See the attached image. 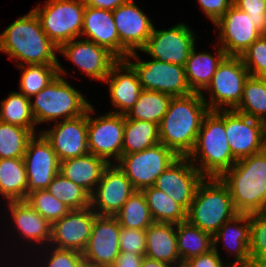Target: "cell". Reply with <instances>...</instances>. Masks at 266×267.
Listing matches in <instances>:
<instances>
[{"label":"cell","instance_id":"19","mask_svg":"<svg viewBox=\"0 0 266 267\" xmlns=\"http://www.w3.org/2000/svg\"><path fill=\"white\" fill-rule=\"evenodd\" d=\"M58 52L71 60L88 77L103 81L118 59L106 48L84 38L62 44Z\"/></svg>","mask_w":266,"mask_h":267},{"label":"cell","instance_id":"53","mask_svg":"<svg viewBox=\"0 0 266 267\" xmlns=\"http://www.w3.org/2000/svg\"><path fill=\"white\" fill-rule=\"evenodd\" d=\"M229 265H224L223 267H249V266H246V265H242V264H235V263H228Z\"/></svg>","mask_w":266,"mask_h":267},{"label":"cell","instance_id":"32","mask_svg":"<svg viewBox=\"0 0 266 267\" xmlns=\"http://www.w3.org/2000/svg\"><path fill=\"white\" fill-rule=\"evenodd\" d=\"M160 143L159 125L125 116L122 155L141 152Z\"/></svg>","mask_w":266,"mask_h":267},{"label":"cell","instance_id":"25","mask_svg":"<svg viewBox=\"0 0 266 267\" xmlns=\"http://www.w3.org/2000/svg\"><path fill=\"white\" fill-rule=\"evenodd\" d=\"M7 206L11 214H9L13 222L12 230H17L15 233H20L21 239L30 241L33 245L36 243L41 246L46 244V250L51 239V227L44 217H42L36 210H34L27 201H7Z\"/></svg>","mask_w":266,"mask_h":267},{"label":"cell","instance_id":"37","mask_svg":"<svg viewBox=\"0 0 266 267\" xmlns=\"http://www.w3.org/2000/svg\"><path fill=\"white\" fill-rule=\"evenodd\" d=\"M17 68L21 70L19 92L29 99L58 76V64H23Z\"/></svg>","mask_w":266,"mask_h":267},{"label":"cell","instance_id":"28","mask_svg":"<svg viewBox=\"0 0 266 267\" xmlns=\"http://www.w3.org/2000/svg\"><path fill=\"white\" fill-rule=\"evenodd\" d=\"M109 164L92 153L60 162L59 173L92 194Z\"/></svg>","mask_w":266,"mask_h":267},{"label":"cell","instance_id":"48","mask_svg":"<svg viewBox=\"0 0 266 267\" xmlns=\"http://www.w3.org/2000/svg\"><path fill=\"white\" fill-rule=\"evenodd\" d=\"M219 249H212L210 252L193 257L183 263L185 267H223Z\"/></svg>","mask_w":266,"mask_h":267},{"label":"cell","instance_id":"31","mask_svg":"<svg viewBox=\"0 0 266 267\" xmlns=\"http://www.w3.org/2000/svg\"><path fill=\"white\" fill-rule=\"evenodd\" d=\"M27 174L23 158L0 159V194L5 201L26 200Z\"/></svg>","mask_w":266,"mask_h":267},{"label":"cell","instance_id":"40","mask_svg":"<svg viewBox=\"0 0 266 267\" xmlns=\"http://www.w3.org/2000/svg\"><path fill=\"white\" fill-rule=\"evenodd\" d=\"M47 191L71 210L90 206V195L73 181L58 173L47 187Z\"/></svg>","mask_w":266,"mask_h":267},{"label":"cell","instance_id":"50","mask_svg":"<svg viewBox=\"0 0 266 267\" xmlns=\"http://www.w3.org/2000/svg\"><path fill=\"white\" fill-rule=\"evenodd\" d=\"M131 0H84L86 6L113 11Z\"/></svg>","mask_w":266,"mask_h":267},{"label":"cell","instance_id":"8","mask_svg":"<svg viewBox=\"0 0 266 267\" xmlns=\"http://www.w3.org/2000/svg\"><path fill=\"white\" fill-rule=\"evenodd\" d=\"M250 76L240 56H226L218 65L211 83L202 97L210 111L235 110L243 96L244 84Z\"/></svg>","mask_w":266,"mask_h":267},{"label":"cell","instance_id":"34","mask_svg":"<svg viewBox=\"0 0 266 267\" xmlns=\"http://www.w3.org/2000/svg\"><path fill=\"white\" fill-rule=\"evenodd\" d=\"M172 96L153 90H142L138 100L125 115L128 119L154 122L160 125Z\"/></svg>","mask_w":266,"mask_h":267},{"label":"cell","instance_id":"51","mask_svg":"<svg viewBox=\"0 0 266 267\" xmlns=\"http://www.w3.org/2000/svg\"><path fill=\"white\" fill-rule=\"evenodd\" d=\"M141 267H172V266L165 262L157 261L155 259L144 256Z\"/></svg>","mask_w":266,"mask_h":267},{"label":"cell","instance_id":"41","mask_svg":"<svg viewBox=\"0 0 266 267\" xmlns=\"http://www.w3.org/2000/svg\"><path fill=\"white\" fill-rule=\"evenodd\" d=\"M251 267H266V210L250 214Z\"/></svg>","mask_w":266,"mask_h":267},{"label":"cell","instance_id":"47","mask_svg":"<svg viewBox=\"0 0 266 267\" xmlns=\"http://www.w3.org/2000/svg\"><path fill=\"white\" fill-rule=\"evenodd\" d=\"M197 2L213 24H215L233 4V0H197Z\"/></svg>","mask_w":266,"mask_h":267},{"label":"cell","instance_id":"46","mask_svg":"<svg viewBox=\"0 0 266 267\" xmlns=\"http://www.w3.org/2000/svg\"><path fill=\"white\" fill-rule=\"evenodd\" d=\"M233 4L245 11L255 21V26L266 34V0H233Z\"/></svg>","mask_w":266,"mask_h":267},{"label":"cell","instance_id":"11","mask_svg":"<svg viewBox=\"0 0 266 267\" xmlns=\"http://www.w3.org/2000/svg\"><path fill=\"white\" fill-rule=\"evenodd\" d=\"M93 105L87 110L88 150L89 153L105 160L108 164L118 162L122 155L125 115L107 112L96 118ZM113 157V158H112Z\"/></svg>","mask_w":266,"mask_h":267},{"label":"cell","instance_id":"15","mask_svg":"<svg viewBox=\"0 0 266 267\" xmlns=\"http://www.w3.org/2000/svg\"><path fill=\"white\" fill-rule=\"evenodd\" d=\"M214 25L220 32L219 45L227 56H240L263 34L255 21L234 4Z\"/></svg>","mask_w":266,"mask_h":267},{"label":"cell","instance_id":"10","mask_svg":"<svg viewBox=\"0 0 266 267\" xmlns=\"http://www.w3.org/2000/svg\"><path fill=\"white\" fill-rule=\"evenodd\" d=\"M178 156L159 143L141 152L121 155L116 165L125 173L136 190L154 186L156 179Z\"/></svg>","mask_w":266,"mask_h":267},{"label":"cell","instance_id":"20","mask_svg":"<svg viewBox=\"0 0 266 267\" xmlns=\"http://www.w3.org/2000/svg\"><path fill=\"white\" fill-rule=\"evenodd\" d=\"M40 132L51 143L60 162L89 153L87 111L78 117L55 122L51 129Z\"/></svg>","mask_w":266,"mask_h":267},{"label":"cell","instance_id":"9","mask_svg":"<svg viewBox=\"0 0 266 267\" xmlns=\"http://www.w3.org/2000/svg\"><path fill=\"white\" fill-rule=\"evenodd\" d=\"M137 52L130 53L125 60L136 71L142 90L158 91L172 97L193 93L188 85L184 66L154 59L144 61L140 59ZM130 58L136 62L131 61Z\"/></svg>","mask_w":266,"mask_h":267},{"label":"cell","instance_id":"13","mask_svg":"<svg viewBox=\"0 0 266 267\" xmlns=\"http://www.w3.org/2000/svg\"><path fill=\"white\" fill-rule=\"evenodd\" d=\"M23 161L27 174L26 198L33 191L47 189L59 173L57 154L41 132L29 140Z\"/></svg>","mask_w":266,"mask_h":267},{"label":"cell","instance_id":"35","mask_svg":"<svg viewBox=\"0 0 266 267\" xmlns=\"http://www.w3.org/2000/svg\"><path fill=\"white\" fill-rule=\"evenodd\" d=\"M0 109L1 122L30 129L34 134L40 133L36 131L30 99L22 93L10 92L8 97L0 102Z\"/></svg>","mask_w":266,"mask_h":267},{"label":"cell","instance_id":"1","mask_svg":"<svg viewBox=\"0 0 266 267\" xmlns=\"http://www.w3.org/2000/svg\"><path fill=\"white\" fill-rule=\"evenodd\" d=\"M209 111L201 93L172 97L159 125L160 143L178 157H188Z\"/></svg>","mask_w":266,"mask_h":267},{"label":"cell","instance_id":"33","mask_svg":"<svg viewBox=\"0 0 266 267\" xmlns=\"http://www.w3.org/2000/svg\"><path fill=\"white\" fill-rule=\"evenodd\" d=\"M141 191L154 222L178 224L187 220V211L162 190L151 186Z\"/></svg>","mask_w":266,"mask_h":267},{"label":"cell","instance_id":"29","mask_svg":"<svg viewBox=\"0 0 266 267\" xmlns=\"http://www.w3.org/2000/svg\"><path fill=\"white\" fill-rule=\"evenodd\" d=\"M216 49V56L209 52L196 53V45L191 50L184 67L188 85L193 92L203 93L211 83L218 65L227 56L220 46Z\"/></svg>","mask_w":266,"mask_h":267},{"label":"cell","instance_id":"36","mask_svg":"<svg viewBox=\"0 0 266 267\" xmlns=\"http://www.w3.org/2000/svg\"><path fill=\"white\" fill-rule=\"evenodd\" d=\"M121 227L146 230L154 221L142 191L136 190L114 216Z\"/></svg>","mask_w":266,"mask_h":267},{"label":"cell","instance_id":"6","mask_svg":"<svg viewBox=\"0 0 266 267\" xmlns=\"http://www.w3.org/2000/svg\"><path fill=\"white\" fill-rule=\"evenodd\" d=\"M237 214L226 184L220 178L204 177L187 212V220L214 236Z\"/></svg>","mask_w":266,"mask_h":267},{"label":"cell","instance_id":"27","mask_svg":"<svg viewBox=\"0 0 266 267\" xmlns=\"http://www.w3.org/2000/svg\"><path fill=\"white\" fill-rule=\"evenodd\" d=\"M145 256L172 267L183 265L178 254L176 224L153 222L146 230Z\"/></svg>","mask_w":266,"mask_h":267},{"label":"cell","instance_id":"39","mask_svg":"<svg viewBox=\"0 0 266 267\" xmlns=\"http://www.w3.org/2000/svg\"><path fill=\"white\" fill-rule=\"evenodd\" d=\"M34 135L30 129L0 121V159L23 158Z\"/></svg>","mask_w":266,"mask_h":267},{"label":"cell","instance_id":"30","mask_svg":"<svg viewBox=\"0 0 266 267\" xmlns=\"http://www.w3.org/2000/svg\"><path fill=\"white\" fill-rule=\"evenodd\" d=\"M178 254L182 264L213 249V236L188 220L176 224Z\"/></svg>","mask_w":266,"mask_h":267},{"label":"cell","instance_id":"23","mask_svg":"<svg viewBox=\"0 0 266 267\" xmlns=\"http://www.w3.org/2000/svg\"><path fill=\"white\" fill-rule=\"evenodd\" d=\"M82 36L106 48L118 60H125L130 54L120 43L112 11L86 6L83 14Z\"/></svg>","mask_w":266,"mask_h":267},{"label":"cell","instance_id":"49","mask_svg":"<svg viewBox=\"0 0 266 267\" xmlns=\"http://www.w3.org/2000/svg\"><path fill=\"white\" fill-rule=\"evenodd\" d=\"M145 255L120 251L111 267H141Z\"/></svg>","mask_w":266,"mask_h":267},{"label":"cell","instance_id":"18","mask_svg":"<svg viewBox=\"0 0 266 267\" xmlns=\"http://www.w3.org/2000/svg\"><path fill=\"white\" fill-rule=\"evenodd\" d=\"M97 214L89 207L70 210L65 216L55 221L51 227V239L47 247L75 250L83 253Z\"/></svg>","mask_w":266,"mask_h":267},{"label":"cell","instance_id":"24","mask_svg":"<svg viewBox=\"0 0 266 267\" xmlns=\"http://www.w3.org/2000/svg\"><path fill=\"white\" fill-rule=\"evenodd\" d=\"M104 81L109 85L111 104L118 109L110 112L126 115L142 91L136 71L126 60H118Z\"/></svg>","mask_w":266,"mask_h":267},{"label":"cell","instance_id":"21","mask_svg":"<svg viewBox=\"0 0 266 267\" xmlns=\"http://www.w3.org/2000/svg\"><path fill=\"white\" fill-rule=\"evenodd\" d=\"M131 0L112 11L121 45L129 52L140 51L147 43L153 23Z\"/></svg>","mask_w":266,"mask_h":267},{"label":"cell","instance_id":"26","mask_svg":"<svg viewBox=\"0 0 266 267\" xmlns=\"http://www.w3.org/2000/svg\"><path fill=\"white\" fill-rule=\"evenodd\" d=\"M249 234L250 214L238 213L231 220L225 222L213 236V249H217V244L221 241L225 249L229 251L228 254H234L235 260L231 263L251 267Z\"/></svg>","mask_w":266,"mask_h":267},{"label":"cell","instance_id":"43","mask_svg":"<svg viewBox=\"0 0 266 267\" xmlns=\"http://www.w3.org/2000/svg\"><path fill=\"white\" fill-rule=\"evenodd\" d=\"M240 57L250 76L266 77V34H262Z\"/></svg>","mask_w":266,"mask_h":267},{"label":"cell","instance_id":"44","mask_svg":"<svg viewBox=\"0 0 266 267\" xmlns=\"http://www.w3.org/2000/svg\"><path fill=\"white\" fill-rule=\"evenodd\" d=\"M50 248V250L48 249L50 252H45L49 254L46 255L48 257H41L45 258L44 264L42 261H37L42 264L38 267H86L83 253L75 250L59 249L53 246Z\"/></svg>","mask_w":266,"mask_h":267},{"label":"cell","instance_id":"2","mask_svg":"<svg viewBox=\"0 0 266 267\" xmlns=\"http://www.w3.org/2000/svg\"><path fill=\"white\" fill-rule=\"evenodd\" d=\"M0 52L17 66L31 64H58V47L48 38L36 13H29L13 21L0 33Z\"/></svg>","mask_w":266,"mask_h":267},{"label":"cell","instance_id":"16","mask_svg":"<svg viewBox=\"0 0 266 267\" xmlns=\"http://www.w3.org/2000/svg\"><path fill=\"white\" fill-rule=\"evenodd\" d=\"M121 226L114 216L97 215L88 244L83 251L86 267H111L119 250Z\"/></svg>","mask_w":266,"mask_h":267},{"label":"cell","instance_id":"52","mask_svg":"<svg viewBox=\"0 0 266 267\" xmlns=\"http://www.w3.org/2000/svg\"><path fill=\"white\" fill-rule=\"evenodd\" d=\"M261 124V152L266 154V118L260 120Z\"/></svg>","mask_w":266,"mask_h":267},{"label":"cell","instance_id":"12","mask_svg":"<svg viewBox=\"0 0 266 267\" xmlns=\"http://www.w3.org/2000/svg\"><path fill=\"white\" fill-rule=\"evenodd\" d=\"M195 36V32L184 23L165 30H156L153 27L146 45L140 51L154 60L185 66L196 44Z\"/></svg>","mask_w":266,"mask_h":267},{"label":"cell","instance_id":"4","mask_svg":"<svg viewBox=\"0 0 266 267\" xmlns=\"http://www.w3.org/2000/svg\"><path fill=\"white\" fill-rule=\"evenodd\" d=\"M188 158L204 177L220 178L236 163L226 136L225 110L209 111L204 117Z\"/></svg>","mask_w":266,"mask_h":267},{"label":"cell","instance_id":"5","mask_svg":"<svg viewBox=\"0 0 266 267\" xmlns=\"http://www.w3.org/2000/svg\"><path fill=\"white\" fill-rule=\"evenodd\" d=\"M67 71L58 63V76L38 94L30 99L31 110L36 124L58 122L84 114L91 103L72 87L62 75Z\"/></svg>","mask_w":266,"mask_h":267},{"label":"cell","instance_id":"45","mask_svg":"<svg viewBox=\"0 0 266 267\" xmlns=\"http://www.w3.org/2000/svg\"><path fill=\"white\" fill-rule=\"evenodd\" d=\"M145 230L121 227L119 234V250L145 255Z\"/></svg>","mask_w":266,"mask_h":267},{"label":"cell","instance_id":"3","mask_svg":"<svg viewBox=\"0 0 266 267\" xmlns=\"http://www.w3.org/2000/svg\"><path fill=\"white\" fill-rule=\"evenodd\" d=\"M220 179L230 191L237 213L266 210V154L259 152L237 160Z\"/></svg>","mask_w":266,"mask_h":267},{"label":"cell","instance_id":"22","mask_svg":"<svg viewBox=\"0 0 266 267\" xmlns=\"http://www.w3.org/2000/svg\"><path fill=\"white\" fill-rule=\"evenodd\" d=\"M225 130L233 157L240 160L261 152L260 120L225 110Z\"/></svg>","mask_w":266,"mask_h":267},{"label":"cell","instance_id":"42","mask_svg":"<svg viewBox=\"0 0 266 267\" xmlns=\"http://www.w3.org/2000/svg\"><path fill=\"white\" fill-rule=\"evenodd\" d=\"M25 201L51 224L71 210L59 199L52 196L47 189L31 192Z\"/></svg>","mask_w":266,"mask_h":267},{"label":"cell","instance_id":"7","mask_svg":"<svg viewBox=\"0 0 266 267\" xmlns=\"http://www.w3.org/2000/svg\"><path fill=\"white\" fill-rule=\"evenodd\" d=\"M84 0H46L32 10L48 38L59 48L62 44L81 37Z\"/></svg>","mask_w":266,"mask_h":267},{"label":"cell","instance_id":"17","mask_svg":"<svg viewBox=\"0 0 266 267\" xmlns=\"http://www.w3.org/2000/svg\"><path fill=\"white\" fill-rule=\"evenodd\" d=\"M203 179L204 176L188 157H178L156 179L154 187L162 190L188 212Z\"/></svg>","mask_w":266,"mask_h":267},{"label":"cell","instance_id":"38","mask_svg":"<svg viewBox=\"0 0 266 267\" xmlns=\"http://www.w3.org/2000/svg\"><path fill=\"white\" fill-rule=\"evenodd\" d=\"M235 111L258 120L266 118V77H248Z\"/></svg>","mask_w":266,"mask_h":267},{"label":"cell","instance_id":"14","mask_svg":"<svg viewBox=\"0 0 266 267\" xmlns=\"http://www.w3.org/2000/svg\"><path fill=\"white\" fill-rule=\"evenodd\" d=\"M135 191L125 173L115 163L109 164L90 195V208L100 216H115Z\"/></svg>","mask_w":266,"mask_h":267}]
</instances>
